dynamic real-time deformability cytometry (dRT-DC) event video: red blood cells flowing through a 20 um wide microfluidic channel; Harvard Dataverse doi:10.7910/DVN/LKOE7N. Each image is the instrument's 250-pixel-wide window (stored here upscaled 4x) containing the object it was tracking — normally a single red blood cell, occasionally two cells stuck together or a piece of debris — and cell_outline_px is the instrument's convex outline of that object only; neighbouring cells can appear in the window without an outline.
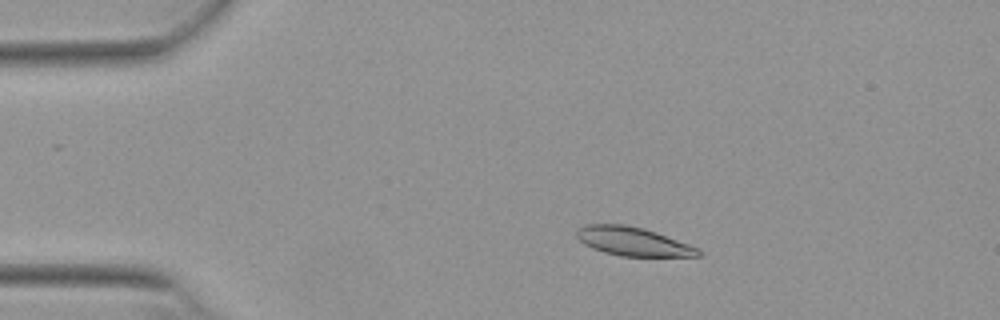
{"species": "Egyptian fruit bat (a non-hibernating species)", "species_latin": "Rousettus aegyptiacus", "temperature_condition": "warm", "stored_images_in_passage": 53, "camera_frame_rate_fps": 3000, "um_per_image_px": 0.085, "animal": {"sex": "female"}, "frame": {"image": 1, "passage_image": 10, "time_ms": 3.0, "image_size_px": [1000, 320], "cell_outline_px": [[704, 252], [700, 256], [620, 256], [604, 252], [592, 248], [584, 244], [576, 236], [576, 228], [584, 224], [624, 224], [644, 228], [656, 232], [700, 248]], "centroid_in_image_um": [53.8, 20.51], "position_along_channel_um": 31.2, "area_um2": 20.52}}
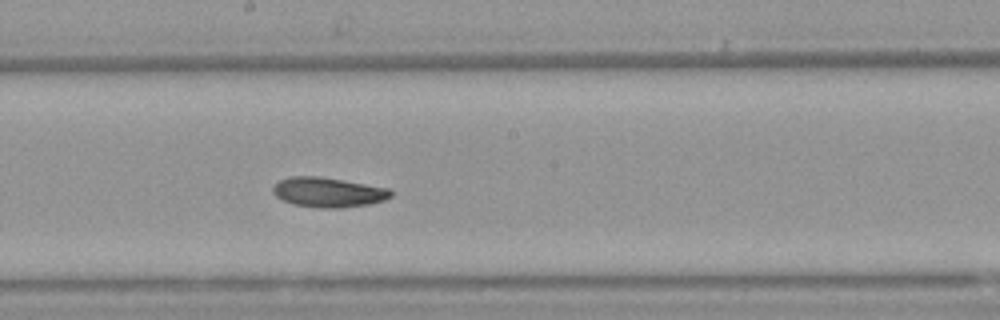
{"frame": {"image": 2, "passage_image": 29, "time_ms": 9.333, "image_size_px": [1000, 320], "cell_outline_px": [[392, 196], [384, 200], [368, 204], [340, 208], [316, 208], [292, 204], [276, 196], [272, 192], [272, 188], [280, 180], [292, 176], [316, 176], [344, 180], [388, 188], [392, 192]], "centroid_in_image_um": [27.89, 16.35], "position_along_channel_um": 220.3, "area_um2": 20.4}}
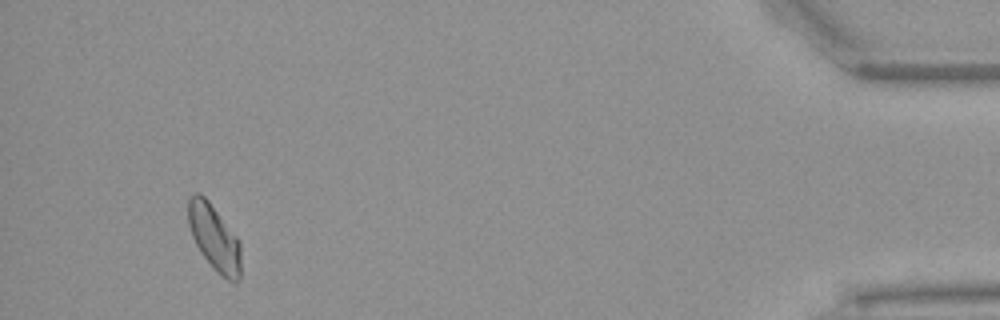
{"frame": {"image": 3, "passage_image": 50, "time_ms": 16.333, "image_size_px": [1000, 320], "cell_outline_px": [[240, 280], [228, 280], [216, 272], [200, 252], [192, 236], [188, 224], [188, 196], [196, 192], [200, 192], [208, 200], [240, 240]], "centroid_in_image_um": [18.2, 20.17], "position_along_channel_um": 417.0, "area_um2": 20.29}, "authors_computed_cell_mechanics": {"area_um2": 20.2878, "velocity_mm_per_s": 3.8381, "shape_relaxation_time_tau1_ms": 5.042, "shape_relaxation_time_tau2_ms": 7.0365, "deformation_change_tau1": 0.1395, "deformation_change_tau2": 0.1137}}